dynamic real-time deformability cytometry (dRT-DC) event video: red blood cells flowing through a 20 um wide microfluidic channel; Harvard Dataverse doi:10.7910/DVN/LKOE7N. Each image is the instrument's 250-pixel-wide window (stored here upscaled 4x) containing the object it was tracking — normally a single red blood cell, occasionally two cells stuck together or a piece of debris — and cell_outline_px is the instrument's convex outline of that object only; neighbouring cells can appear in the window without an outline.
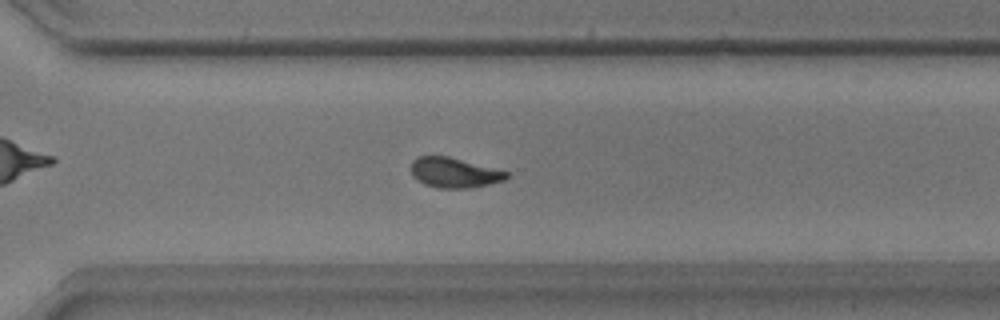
{"species": "common noctule bat (a hibernating species)", "species_latin": "Nyctalus noctula", "temperature_condition": "warm", "stored_images_in_passage": 52, "camera_frame_rate_fps": 3000, "um_per_image_px": 0.085, "animal": {"sex": "male", "body_mass_g": 17.9}, "frame": {"image": 1, "passage_image": 37, "time_ms": 12.0, "image_size_px": [1000, 320], "cell_outline_px": [[508, 176], [504, 180], [488, 184], [468, 188], [436, 188], [424, 184], [412, 176], [412, 160], [416, 156], [448, 156], [508, 172]], "centroid_in_image_um": [38.56, 14.68], "position_along_channel_um": 332.0, "area_um2": 16.53}}
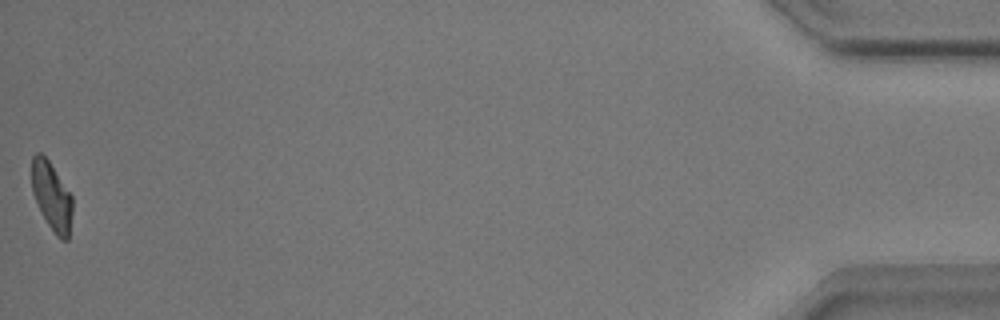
{"frame": {"image": 2, "passage_image": 52, "time_ms": 17.0, "image_size_px": [1000, 320], "cell_outline_px": [[72, 212], [68, 240], [60, 240], [56, 236], [48, 224], [32, 192], [32, 156], [36, 152], [40, 152], [48, 160], [72, 196]], "centroid_in_image_um": [4.4, 16.69], "position_along_channel_um": 430.8, "area_um2": 15.9}, "authors_computed_cell_mechanics": {"area_um2": 16.6753, "velocity_mm_per_s": 3.8705, "shape_relaxation_time_tau1_ms": 5.3659, "shape_relaxation_time_tau2_ms": 4.0563, "deformation_change_tau1": 0.1755, "deformation_change_tau2": 0.1077}}